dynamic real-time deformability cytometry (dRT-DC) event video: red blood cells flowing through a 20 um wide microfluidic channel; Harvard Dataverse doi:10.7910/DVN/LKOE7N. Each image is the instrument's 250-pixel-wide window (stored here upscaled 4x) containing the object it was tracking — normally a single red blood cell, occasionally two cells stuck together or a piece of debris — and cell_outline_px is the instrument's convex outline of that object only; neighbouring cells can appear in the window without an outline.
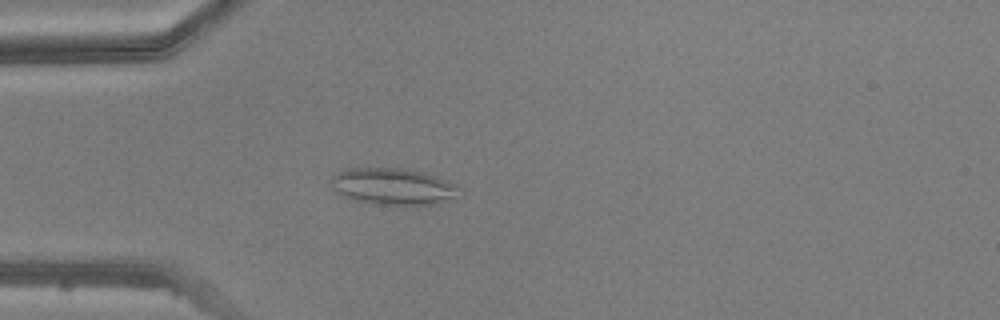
{"species": "common noctule bat (a hibernating species)", "species_latin": "Nyctalus noctula", "temperature_condition": "warm", "stored_images_in_passage": 49, "camera_frame_rate_fps": 3000, "um_per_image_px": 0.085, "animal": {"sex": "male", "body_mass_g": 20.5, "forearm_length_mm": 52.5}, "frame": {"image": 1, "passage_image": 14, "time_ms": 4.333, "image_size_px": [1000, 320], "cell_outline_px": [[456, 188], [452, 196], [428, 204], [376, 204], [356, 200], [336, 192], [332, 188], [332, 176], [336, 172], [348, 168], [404, 168], [424, 172], [436, 176], [456, 184]], "centroid_in_image_um": [33.29, 15.81], "position_along_channel_um": 51.7, "area_um2": 26.47}}
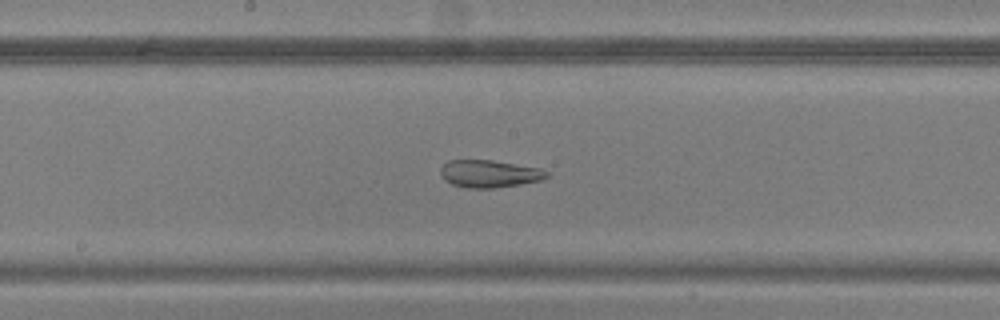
{"frame": {"image": 2, "passage_image": 26, "time_ms": 8.333, "image_size_px": [1000, 320], "cell_outline_px": [[548, 176], [540, 180], [520, 184], [492, 188], [468, 188], [452, 184], [444, 180], [440, 172], [440, 168], [448, 160], [492, 160], [536, 168], [548, 172]], "centroid_in_image_um": [41.53, 14.77], "position_along_channel_um": 206.7, "area_um2": 16.7}}
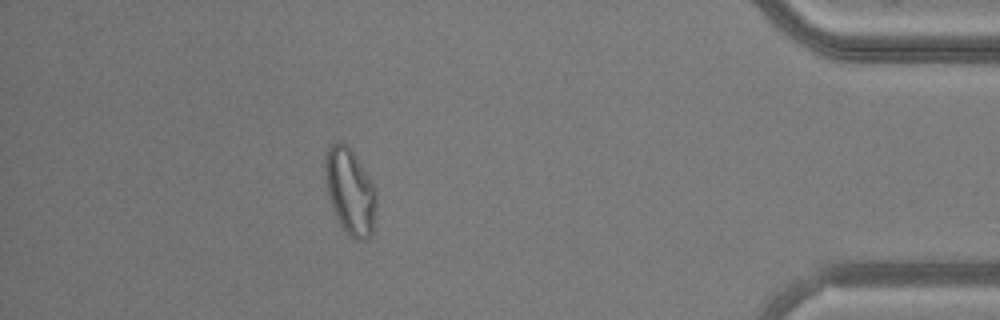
{"frame": {"image": 3, "passage_image": 44, "time_ms": 14.333, "image_size_px": [1000, 320], "cell_outline_px": [[376, 204], [372, 232], [364, 240], [356, 240], [340, 224], [336, 216], [328, 192], [324, 172], [324, 152], [336, 140], [348, 144], [356, 156], [376, 188]], "centroid_in_image_um": [29.75, 16.18], "position_along_channel_um": 405.5, "area_um2": 25.55}}